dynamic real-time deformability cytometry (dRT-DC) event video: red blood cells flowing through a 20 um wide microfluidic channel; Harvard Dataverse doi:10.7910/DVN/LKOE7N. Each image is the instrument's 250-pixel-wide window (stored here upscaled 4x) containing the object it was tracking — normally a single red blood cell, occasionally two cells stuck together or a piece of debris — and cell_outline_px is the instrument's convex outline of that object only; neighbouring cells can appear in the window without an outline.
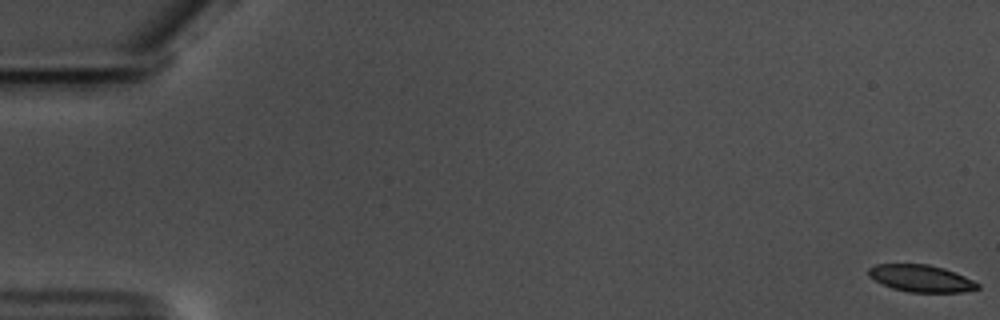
{"species": "common noctule bat (a hibernating species)", "species_latin": "Nyctalus noctula", "temperature_condition": "warm", "stored_images_in_passage": 59, "camera_frame_rate_fps": 3000, "um_per_image_px": 0.085, "animal": {"sex": "male", "body_mass_g": 17.5, "forearm_length_mm": 52.3}, "frame": {"image": 1, "passage_image": 1, "time_ms": 0.0, "image_size_px": [1000, 320], "cell_outline_px": [[980, 288], [964, 292], [908, 292], [892, 288], [868, 276], [868, 268], [876, 264], [928, 264], [944, 268], [956, 272], [980, 284]], "centroid_in_image_um": [78.31, 23.66], "position_along_channel_um": 6.7, "area_um2": 17.17}}
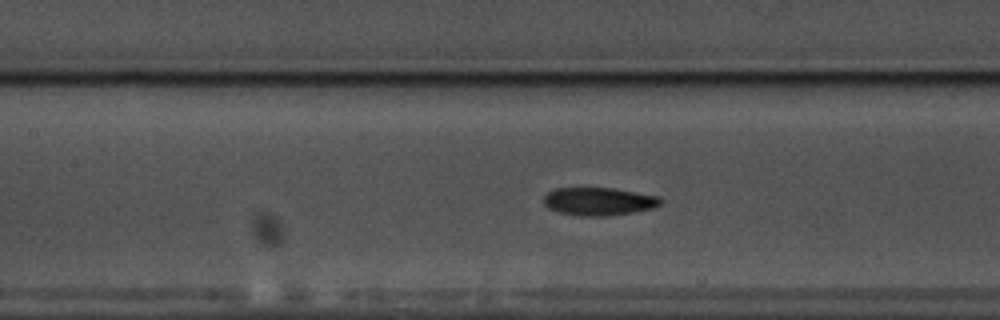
{"frame": {"image": 2, "passage_image": 28, "time_ms": 9.0, "image_size_px": [1000, 320], "cell_outline_px": [[664, 200], [660, 204], [652, 208], [632, 212], [604, 216], [576, 216], [556, 212], [548, 208], [544, 204], [544, 196], [548, 192], [556, 188], [612, 188], [660, 196]], "centroid_in_image_um": [50.88, 17.12], "position_along_channel_um": 156.5, "area_um2": 19.13}}
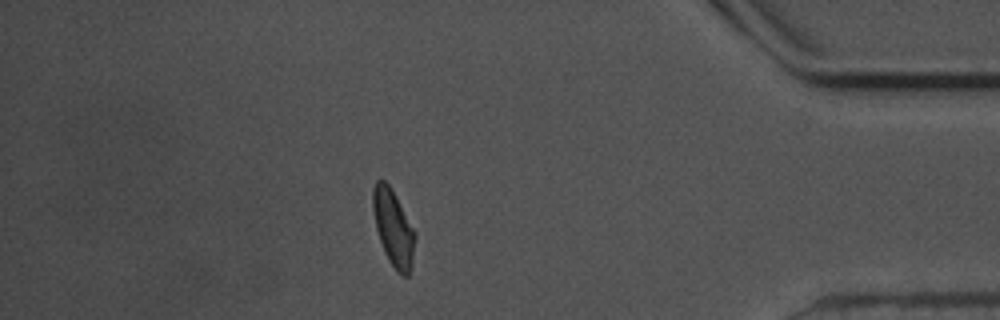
{"frame": {"image": 3, "passage_image": 52, "time_ms": 17.0, "image_size_px": [1000, 320], "cell_outline_px": [[416, 236], [412, 264], [408, 276], [400, 276], [396, 272], [388, 260], [384, 252], [376, 228], [372, 208], [372, 188], [376, 180], [384, 180], [388, 184], [396, 196], [416, 232]], "centroid_in_image_um": [33.43, 19.39], "position_along_channel_um": 401.8, "area_um2": 18.96}, "authors_computed_cell_mechanics": {"area_um2": 19.0162, "velocity_mm_per_s": 3.5359, "shape_relaxation_time_tau1_ms": 5.3996, "shape_relaxation_time_tau2_ms": 2.5111, "deformation_change_tau1": 0.1259, "deformation_change_tau2": 0.0915}}